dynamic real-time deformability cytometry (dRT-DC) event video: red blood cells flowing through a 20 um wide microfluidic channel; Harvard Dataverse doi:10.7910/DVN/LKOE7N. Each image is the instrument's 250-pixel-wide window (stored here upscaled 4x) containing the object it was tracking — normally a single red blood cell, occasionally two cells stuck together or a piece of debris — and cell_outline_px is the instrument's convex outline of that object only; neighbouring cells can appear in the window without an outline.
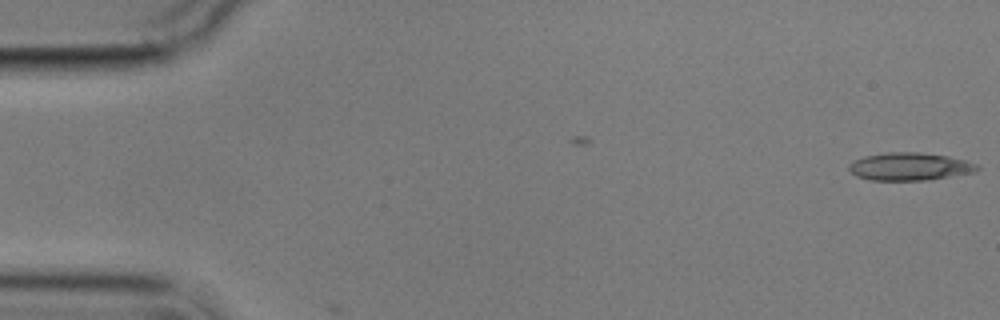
{"species": "common noctule bat (a hibernating species)", "species_latin": "Nyctalus noctula", "temperature_condition": "cold", "stored_images_in_passage": 2, "camera_frame_rate_fps": 3000, "um_per_image_px": 0.085, "animal": {"sex": "male", "body_mass_g": 17.9}, "frame": {"image": 1, "passage_image": 2, "time_ms": 1.0, "image_size_px": [1000, 320], "cell_outline_px": [[980, 168], [976, 172], [928, 180], [872, 180], [856, 176], [848, 168], [848, 164], [852, 160], [864, 156], [888, 152], [920, 152], [948, 156], [964, 160], [976, 164]], "centroid_in_image_um": [77.31, 14.15], "position_along_channel_um": 7.7, "area_um2": 20.81}}